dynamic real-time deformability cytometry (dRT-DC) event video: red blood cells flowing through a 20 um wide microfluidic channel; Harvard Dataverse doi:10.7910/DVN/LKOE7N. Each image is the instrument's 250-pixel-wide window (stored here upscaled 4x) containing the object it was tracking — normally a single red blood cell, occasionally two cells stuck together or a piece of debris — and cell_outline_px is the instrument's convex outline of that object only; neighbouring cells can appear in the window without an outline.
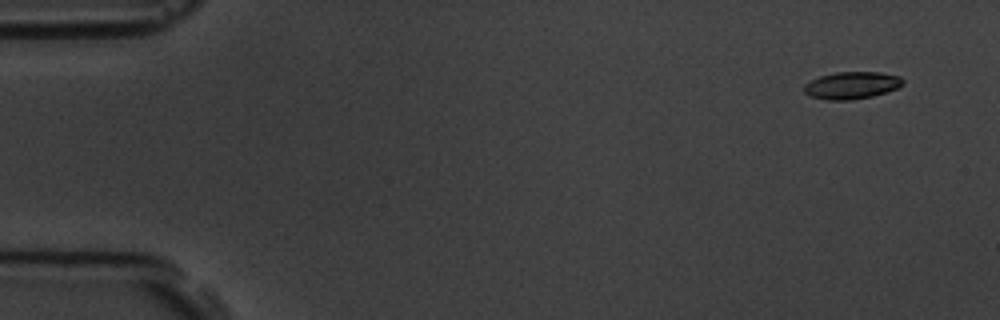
{"species": "common noctule bat (a hibernating species)", "species_latin": "Nyctalus noctula", "temperature_condition": "room temperature", "stored_images_in_passage": 5, "camera_frame_rate_fps": 3000, "um_per_image_px": 0.085, "animal": {"sex": "male", "body_mass_g": 19.5, "forearm_length_mm": 54.6}, "frame": {"image": 1, "passage_image": 1, "time_ms": 0.0, "image_size_px": [1000, 320], "cell_outline_px": [[904, 84], [888, 92], [872, 96], [852, 100], [828, 100], [812, 96], [804, 92], [804, 84], [820, 76], [836, 72], [880, 72], [900, 76], [904, 80]], "centroid_in_image_um": [72.43, 7.25], "position_along_channel_um": 12.6, "area_um2": 15.66}}
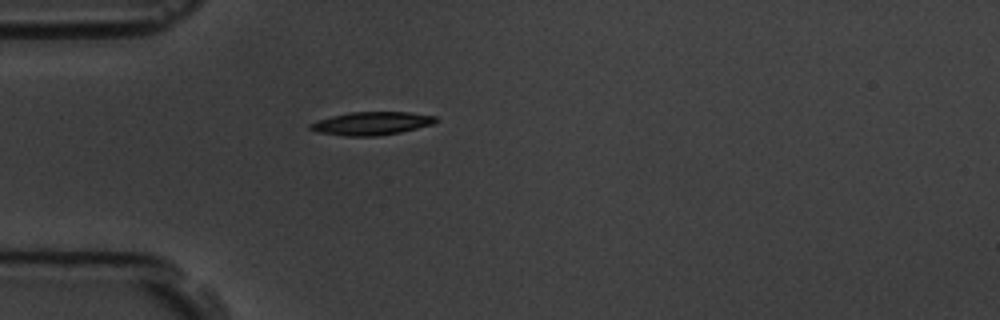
{"frame": {"image": 2, "passage_image": 5, "time_ms": 4.333, "image_size_px": [1000, 320], "cell_outline_px": [[440, 120], [432, 124], [400, 132], [376, 136], [344, 136], [316, 132], [308, 128], [308, 124], [332, 116], [352, 112], [408, 112], [436, 116]], "centroid_in_image_um": [31.58, 10.49], "position_along_channel_um": 53.4, "area_um2": 16.88}}